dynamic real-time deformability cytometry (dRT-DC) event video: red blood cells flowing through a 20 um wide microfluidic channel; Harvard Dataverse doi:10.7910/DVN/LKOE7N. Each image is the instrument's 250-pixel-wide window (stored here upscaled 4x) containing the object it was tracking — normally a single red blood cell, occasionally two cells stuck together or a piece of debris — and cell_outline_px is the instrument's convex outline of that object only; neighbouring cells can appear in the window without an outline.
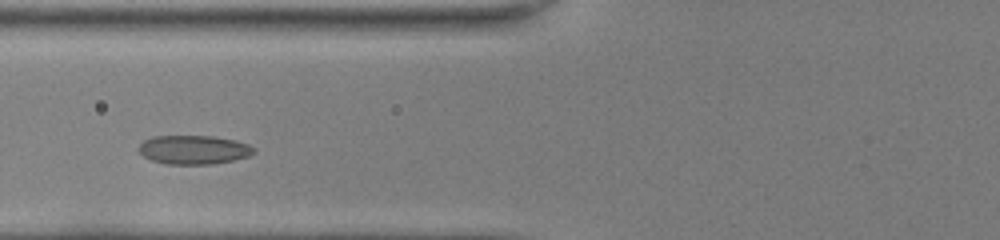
{"species": "common noctule bat (a hibernating species)", "species_latin": "Nyctalus noctula", "temperature_condition": "room temperature", "stored_images_in_passage": 38, "camera_frame_rate_fps": 3000, "um_per_image_px": 0.085, "animal": {"sex": "female", "body_mass_g": 22.0, "forearm_length_mm": 56.7}, "frame": {"image": 1, "passage_image": 9, "time_ms": 2.667, "image_size_px": [1000, 240], "cell_outline_px": [[256, 152], [248, 156], [236, 160], [212, 164], [168, 164], [152, 160], [144, 156], [136, 148], [144, 140], [152, 136], [212, 136], [236, 140], [248, 144], [256, 148]], "centroid_in_image_um": [16.49, 12.72], "position_along_channel_um": 109.3, "area_um2": 19.54}}
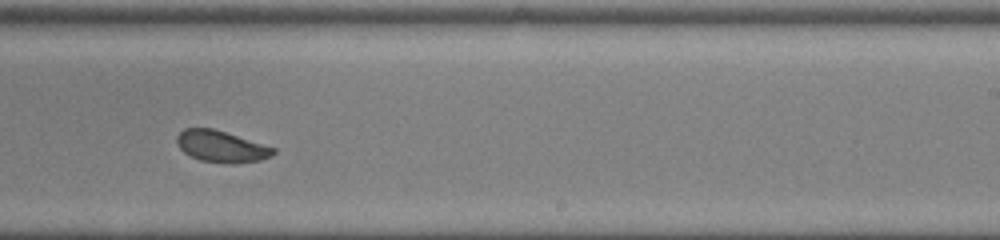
{"frame": {"image": 2, "passage_image": 21, "time_ms": 6.667, "image_size_px": [1000, 240], "cell_outline_px": [[276, 152], [260, 160], [232, 164], [224, 164], [200, 160], [184, 152], [176, 144], [176, 136], [184, 128], [212, 128], [276, 148]], "centroid_in_image_um": [18.78, 12.45], "position_along_channel_um": 270.2, "area_um2": 17.63}}
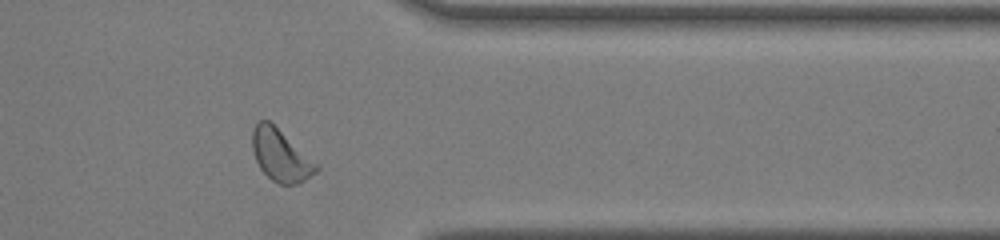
{"frame": {"image": 3, "passage_image": 30, "time_ms": 9.667, "image_size_px": [1000, 240], "cell_outline_px": [[320, 168], [316, 172], [300, 184], [280, 184], [272, 180], [260, 168], [256, 160], [252, 148], [252, 128], [260, 120], [268, 120], [320, 164]], "centroid_in_image_um": [23.89, 13.21], "position_along_channel_um": 387.5, "area_um2": 19.42}, "authors_computed_cell_mechanics": {"area_um2": 18.785, "velocity_mm_per_s": 4.0347, "shape_relaxation_time_tau1_ms": 3.1309, "shape_relaxation_time_tau2_ms": 1.8614, "deformation_change_tau1": 0.1014, "deformation_change_tau2": 0.0622}}